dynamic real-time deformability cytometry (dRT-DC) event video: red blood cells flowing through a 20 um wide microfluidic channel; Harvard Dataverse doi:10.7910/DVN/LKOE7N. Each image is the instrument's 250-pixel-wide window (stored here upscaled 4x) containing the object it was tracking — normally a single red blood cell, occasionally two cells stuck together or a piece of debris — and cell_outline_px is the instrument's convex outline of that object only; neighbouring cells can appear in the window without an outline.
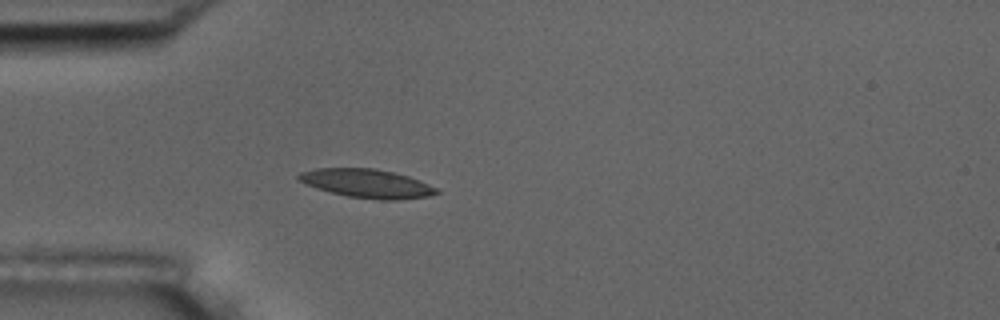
{"species": "common noctule bat (a hibernating species)", "species_latin": "Nyctalus noctula", "temperature_condition": "room temperature", "stored_images_in_passage": 40, "camera_frame_rate_fps": 3000, "um_per_image_px": 0.085, "animal": {"sex": "male", "body_mass_g": 17.5, "forearm_length_mm": 52.3}, "frame": {"image": 1, "passage_image": 1, "time_ms": 0.0, "image_size_px": [1000, 320], "cell_outline_px": [[440, 192], [428, 196], [396, 200], [380, 200], [348, 196], [316, 188], [300, 180], [296, 176], [300, 172], [316, 168], [372, 168], [392, 172], [408, 176], [428, 184], [436, 188]], "centroid_in_image_um": [31.18, 15.59], "position_along_channel_um": 53.8, "area_um2": 22.72}}
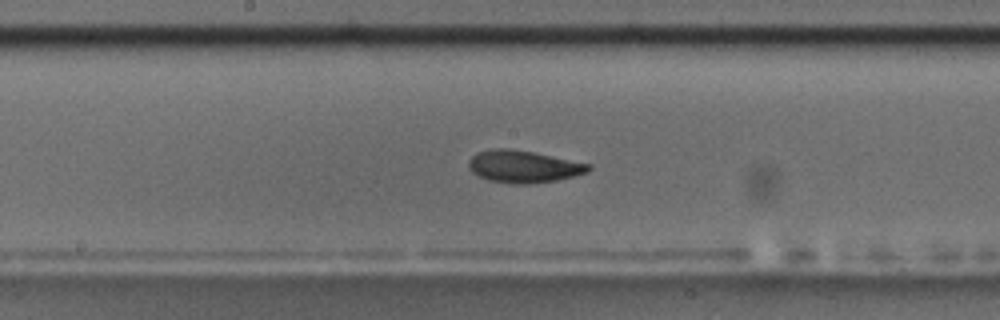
{"frame": {"image": 2, "passage_image": 14, "time_ms": 4.333, "image_size_px": [1000, 320], "cell_outline_px": [[592, 168], [588, 172], [556, 180], [528, 184], [512, 184], [488, 180], [472, 172], [468, 168], [468, 160], [476, 152], [492, 148], [508, 148], [532, 152], [592, 164]], "centroid_in_image_um": [44.47, 14.15], "position_along_channel_um": 203.7, "area_um2": 22.54}}
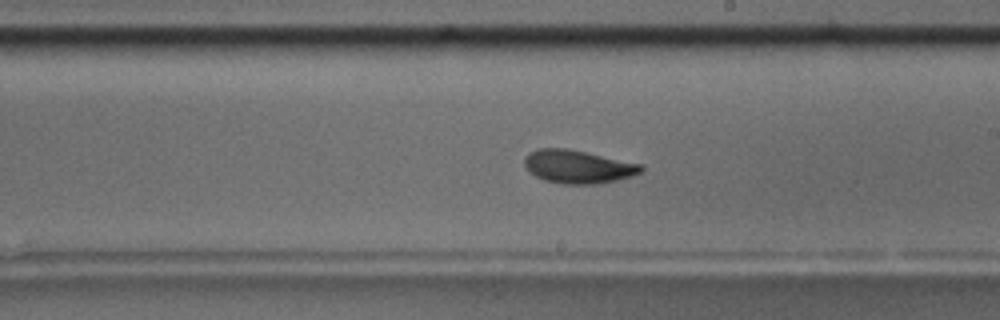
{"frame": {"image": 3, "passage_image": 17, "time_ms": 5.333, "image_size_px": [1000, 320], "cell_outline_px": [[644, 172], [632, 176], [616, 180], [596, 184], [560, 184], [544, 180], [528, 172], [524, 164], [524, 156], [528, 152], [540, 148], [568, 148], [644, 164]], "centroid_in_image_um": [49.14, 14.16], "position_along_channel_um": 239.9, "area_um2": 23.0}, "authors_computed_cell_mechanics": {"area_um2": 22.1952, "velocity_mm_per_s": 3.6399, "shape_relaxation_time_tau1_ms": 3.7527, "shape_relaxation_time_tau2_ms": 2.822, "deformation_change_tau1": 0.1222, "deformation_change_tau2": 0.0762}}